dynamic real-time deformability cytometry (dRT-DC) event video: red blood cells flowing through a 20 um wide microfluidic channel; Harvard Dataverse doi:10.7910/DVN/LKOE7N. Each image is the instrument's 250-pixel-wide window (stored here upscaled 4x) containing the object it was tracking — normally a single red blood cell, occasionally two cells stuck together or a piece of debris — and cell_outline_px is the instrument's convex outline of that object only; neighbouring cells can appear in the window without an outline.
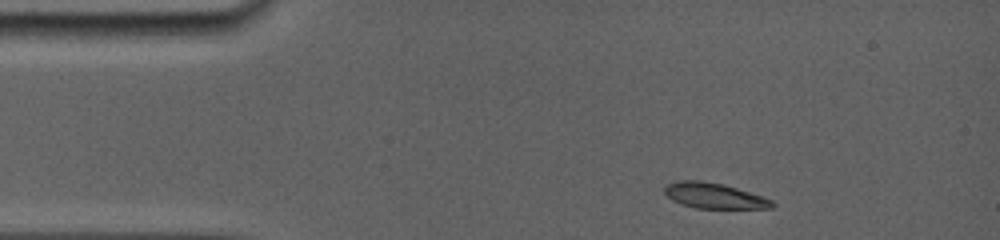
{"species": "common noctule bat (a hibernating species)", "species_latin": "Nyctalus noctula", "temperature_condition": "room temperature", "stored_images_in_passage": 34, "camera_frame_rate_fps": 5000, "um_per_image_px": 0.085, "animal": {"sex": "female", "body_mass_g": 19.0, "forearm_length_mm": 56.7}, "frame": {"image": 1, "passage_image": 1, "time_ms": 0.0, "image_size_px": [1000, 240], "cell_outline_px": [[776, 204], [772, 208], [696, 208], [680, 204], [672, 200], [664, 192], [664, 188], [668, 184], [680, 180], [700, 180], [724, 184], [764, 196], [772, 200]], "centroid_in_image_um": [60.73, 16.63], "position_along_channel_um": 24.3, "area_um2": 16.07}}
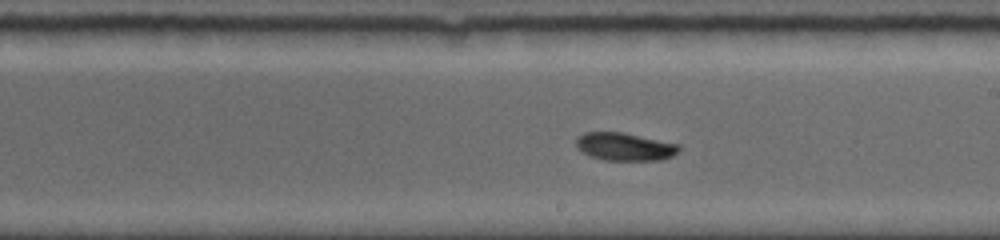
{"frame": {"image": 2, "passage_image": 20, "time_ms": 7.0, "image_size_px": [1000, 240], "cell_outline_px": [[680, 148], [672, 156], [660, 160], [604, 160], [592, 156], [576, 148], [576, 136], [584, 132], [624, 132], [680, 144]], "centroid_in_image_um": [53.09, 12.45], "position_along_channel_um": 235.9, "area_um2": 16.76}}
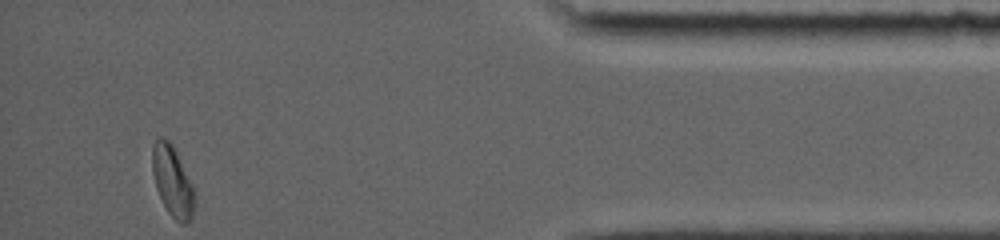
{"frame": {"image": 3, "passage_image": 34, "time_ms": 12.8, "image_size_px": [1000, 240], "cell_outline_px": [[196, 204], [192, 216], [188, 224], [180, 224], [168, 212], [156, 188], [152, 172], [152, 144], [160, 136], [164, 136], [168, 140], [176, 152], [192, 188]], "centroid_in_image_um": [14.64, 15.43], "position_along_channel_um": 420.6, "area_um2": 17.05}, "authors_computed_cell_mechanics": {"area_um2": 16.762, "velocity_mm_per_s": 3.8487, "shape_relaxation_time_tau1_ms": 6.2292, "shape_relaxation_time_tau2_ms": null, "deformation_change_tau1": 0.154, "deformation_change_tau2": null}}